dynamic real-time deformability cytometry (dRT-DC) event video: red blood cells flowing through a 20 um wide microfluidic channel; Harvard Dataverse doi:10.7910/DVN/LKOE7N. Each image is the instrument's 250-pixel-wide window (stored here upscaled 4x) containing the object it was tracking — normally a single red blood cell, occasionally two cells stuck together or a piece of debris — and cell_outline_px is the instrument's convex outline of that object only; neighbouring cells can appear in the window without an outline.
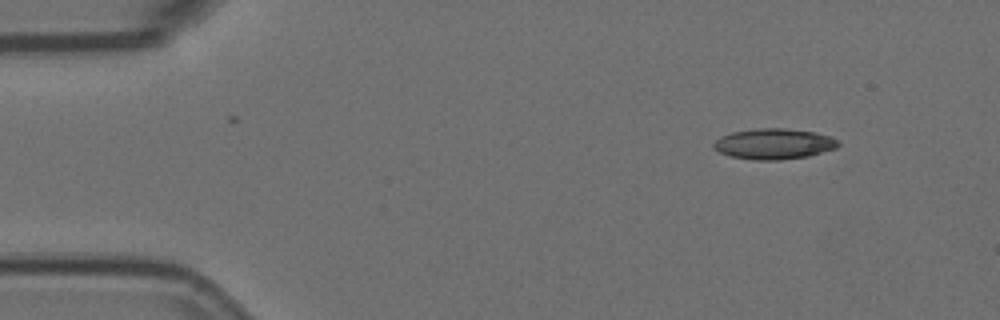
{"species": "Egyptian fruit bat (a non-hibernating species)", "species_latin": "Rousettus aegyptiacus", "temperature_condition": "room temperature", "stored_images_in_passage": 2, "camera_frame_rate_fps": 3000, "um_per_image_px": 0.085, "animal": {"sex": "female"}, "frame": {"image": 1, "passage_image": 2, "time_ms": 0.333, "image_size_px": [1000, 320], "cell_outline_px": [[840, 144], [836, 148], [808, 156], [780, 160], [756, 160], [728, 156], [720, 152], [712, 144], [720, 136], [732, 132], [756, 128], [784, 128], [816, 132], [828, 136], [836, 140]], "centroid_in_image_um": [65.76, 12.23], "position_along_channel_um": 19.2, "area_um2": 22.2}}